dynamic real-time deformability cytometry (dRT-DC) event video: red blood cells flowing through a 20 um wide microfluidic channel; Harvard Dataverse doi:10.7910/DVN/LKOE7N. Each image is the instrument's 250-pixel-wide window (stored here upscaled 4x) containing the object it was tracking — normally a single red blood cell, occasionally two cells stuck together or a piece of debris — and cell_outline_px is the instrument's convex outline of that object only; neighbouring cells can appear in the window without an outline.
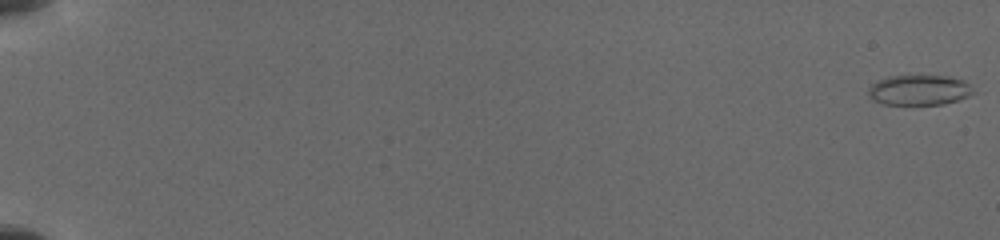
{"species": "common noctule bat (a hibernating species)", "species_latin": "Nyctalus noctula", "temperature_condition": "cold", "stored_images_in_passage": 13, "camera_frame_rate_fps": 3000, "um_per_image_px": 0.085, "animal": {"sex": "female", "body_mass_g": 19.5, "forearm_length_mm": 54.1}, "frame": {"image": 1, "passage_image": 1, "time_ms": 0.0, "image_size_px": [1000, 240], "cell_outline_px": [[976, 92], [968, 96], [944, 104], [884, 104], [872, 100], [868, 96], [868, 88], [872, 84], [888, 76], [948, 76], [964, 80]], "centroid_in_image_um": [78.12, 7.65], "position_along_channel_um": 6.9, "area_um2": 18.38}}
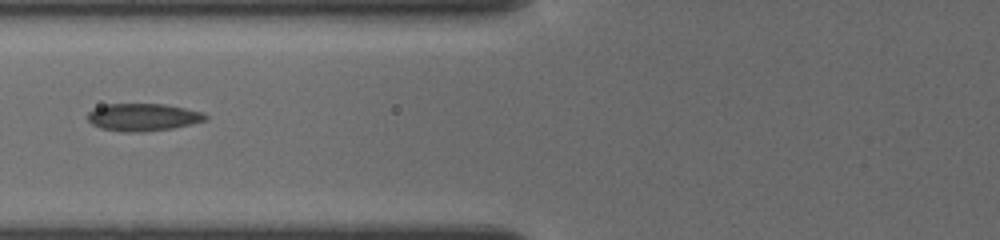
{"frame": {"image": 2, "passage_image": 9, "time_ms": 8.0, "image_size_px": [1000, 240], "cell_outline_px": [[208, 116], [204, 120], [188, 124], [168, 128], [100, 128], [92, 124], [88, 120], [88, 112], [92, 108], [108, 104], [164, 104], [204, 112]], "centroid_in_image_um": [12.15, 9.87], "position_along_channel_um": 113.7, "area_um2": 17.4}}
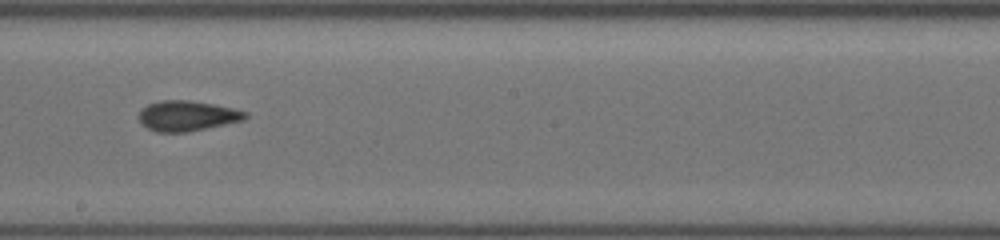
{"frame": {"image": 3, "passage_image": 12, "time_ms": 11.0, "image_size_px": [1000, 240], "cell_outline_px": [[248, 116], [244, 120], [184, 132], [156, 132], [148, 128], [140, 120], [140, 108], [148, 104], [160, 100], [188, 100], [212, 104], [232, 108], [248, 112]], "centroid_in_image_um": [15.9, 9.83], "position_along_channel_um": 232.3, "area_um2": 18.5}}